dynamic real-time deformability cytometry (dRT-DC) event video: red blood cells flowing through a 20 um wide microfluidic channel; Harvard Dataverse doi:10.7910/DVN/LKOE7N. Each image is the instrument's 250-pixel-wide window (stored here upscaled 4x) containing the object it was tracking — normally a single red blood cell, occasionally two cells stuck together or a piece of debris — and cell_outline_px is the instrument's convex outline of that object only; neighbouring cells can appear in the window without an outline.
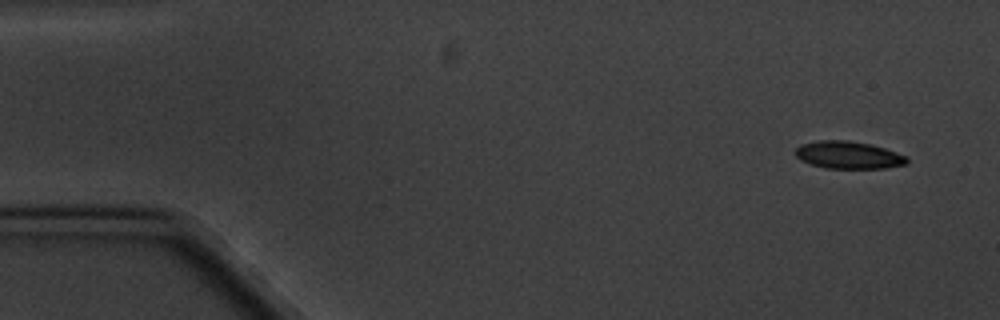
{"species": "common noctule bat (a hibernating species)", "species_latin": "Nyctalus noctula", "temperature_condition": "cold", "stored_images_in_passage": 6, "camera_frame_rate_fps": 3000, "um_per_image_px": 0.085, "animal": {"sex": "male", "body_mass_g": 20.1, "forearm_length_mm": 53.5}, "frame": {"image": 1, "passage_image": 1, "time_ms": 0.0, "image_size_px": [1000, 320], "cell_outline_px": [[908, 164], [888, 168], [824, 168], [800, 160], [796, 156], [796, 148], [800, 144], [820, 140], [848, 140], [868, 144], [884, 148], [908, 156]], "centroid_in_image_um": [72.14, 13.18], "position_along_channel_um": 12.9, "area_um2": 17.86}}
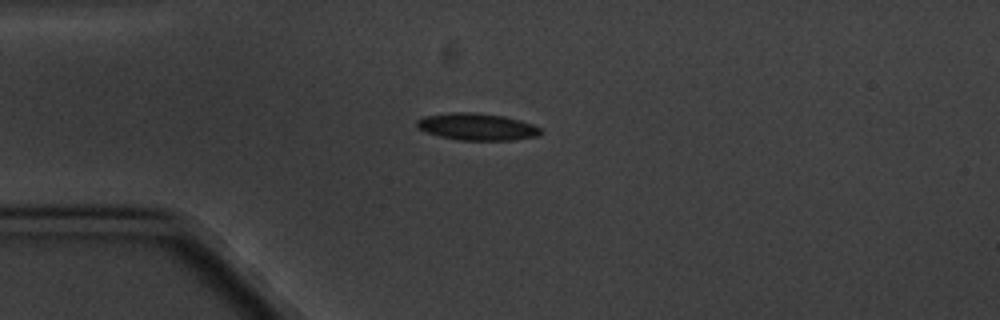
{"frame": {"image": 2, "passage_image": 4, "time_ms": 3.667, "image_size_px": [1000, 320], "cell_outline_px": [[544, 132], [536, 136], [512, 140], [460, 140], [440, 136], [424, 132], [416, 124], [416, 120], [424, 116], [452, 112], [476, 112], [504, 116], [520, 120], [532, 124], [540, 128]], "centroid_in_image_um": [40.54, 10.77], "position_along_channel_um": 44.5, "area_um2": 19.48}}